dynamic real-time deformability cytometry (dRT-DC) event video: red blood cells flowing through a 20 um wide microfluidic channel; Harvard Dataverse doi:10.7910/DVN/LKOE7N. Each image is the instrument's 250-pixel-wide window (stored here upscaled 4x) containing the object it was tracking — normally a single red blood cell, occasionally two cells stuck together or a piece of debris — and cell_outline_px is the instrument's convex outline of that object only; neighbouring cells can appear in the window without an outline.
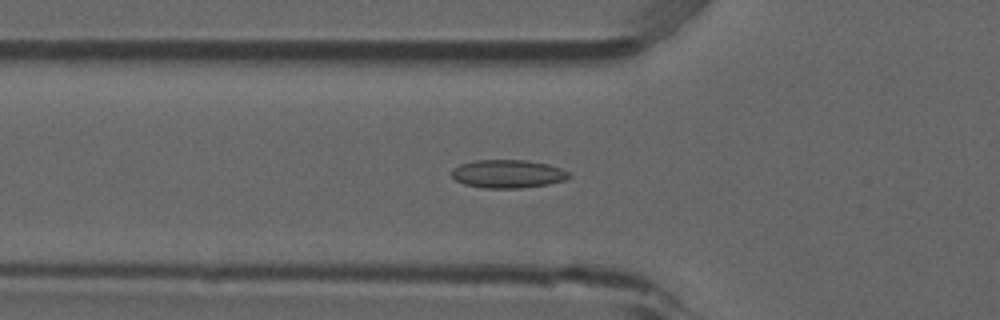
{"species": "common noctule bat (a hibernating species)", "species_latin": "Nyctalus noctula", "temperature_condition": "room temperature", "stored_images_in_passage": 48, "camera_frame_rate_fps": 3000, "um_per_image_px": 0.085, "animal": {"sex": "male", "forearm_length_mm": 52.5}, "frame": {"image": 1, "passage_image": 18, "time_ms": 5.667, "image_size_px": [1000, 320], "cell_outline_px": [[572, 176], [564, 180], [548, 184], [520, 188], [484, 188], [464, 184], [456, 180], [452, 176], [452, 168], [460, 164], [476, 160], [528, 160], [548, 164], [560, 168], [568, 172]], "centroid_in_image_um": [43.16, 14.77], "position_along_channel_um": 82.6, "area_um2": 19.31}}
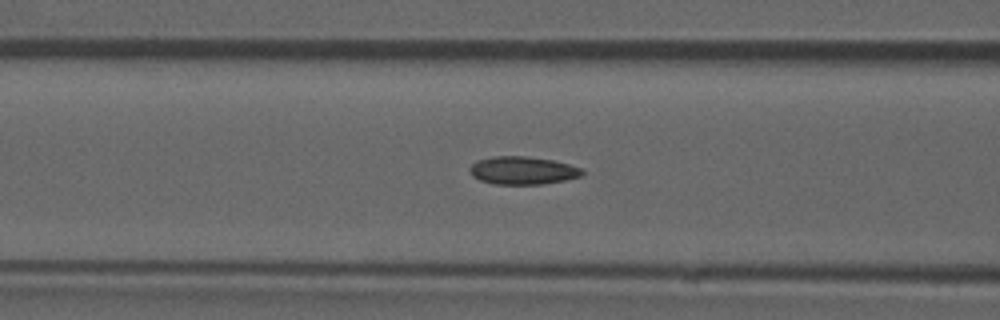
{"frame": {"image": 2, "passage_image": 21, "time_ms": 6.667, "image_size_px": [1000, 320], "cell_outline_px": [[584, 176], [544, 184], [496, 184], [480, 180], [472, 176], [468, 172], [468, 168], [472, 164], [480, 160], [492, 156], [524, 156], [552, 160], [568, 164], [580, 168], [584, 172]], "centroid_in_image_um": [44.42, 14.49], "position_along_channel_um": 122.2, "area_um2": 18.26}}
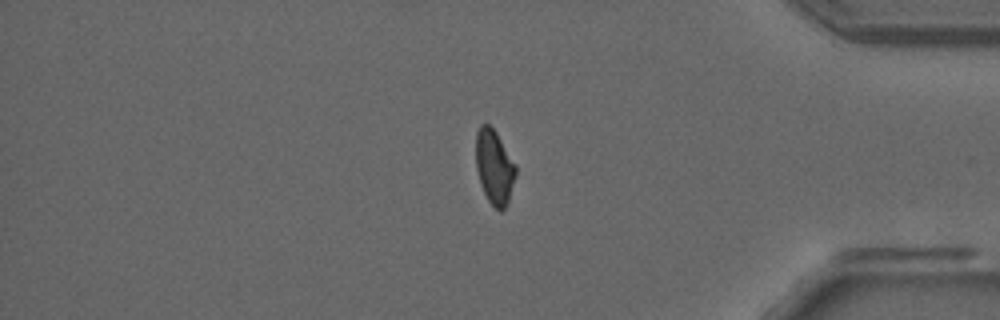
{"frame": {"image": 3, "passage_image": 44, "time_ms": 14.333, "image_size_px": [1000, 320], "cell_outline_px": [[516, 176], [508, 200], [504, 208], [500, 212], [488, 200], [480, 184], [476, 168], [476, 132], [480, 124], [488, 124], [496, 132], [516, 164]], "centroid_in_image_um": [42.01, 14.17], "position_along_channel_um": 393.2, "area_um2": 17.22}}